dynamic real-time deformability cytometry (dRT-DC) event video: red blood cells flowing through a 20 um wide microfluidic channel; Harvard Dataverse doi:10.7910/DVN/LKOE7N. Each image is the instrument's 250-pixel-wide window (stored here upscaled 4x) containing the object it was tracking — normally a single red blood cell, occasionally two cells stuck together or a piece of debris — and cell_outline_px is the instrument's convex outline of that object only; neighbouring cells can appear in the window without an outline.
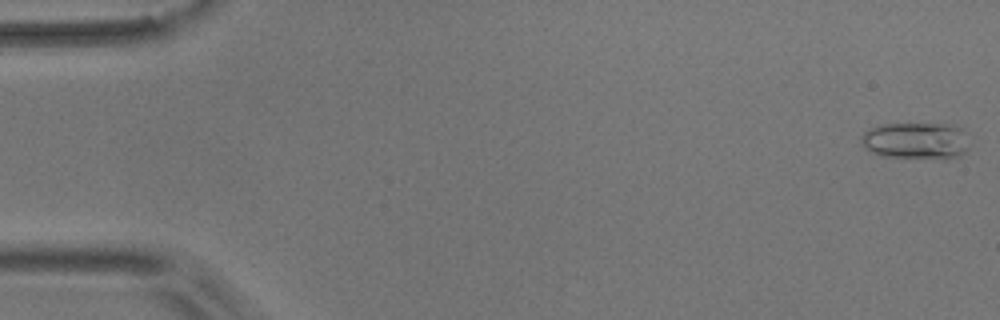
{"species": "common noctule bat (a hibernating species)", "species_latin": "Nyctalus noctula", "temperature_condition": "room temperature", "stored_images_in_passage": 16, "camera_frame_rate_fps": 3000, "um_per_image_px": 0.085, "animal": {"sex": "male", "body_mass_g": 17.9}, "frame": {"image": 1, "passage_image": 1, "time_ms": 0.0, "image_size_px": [1000, 320], "cell_outline_px": [[968, 152], [960, 156], [948, 160], [940, 160], [880, 156], [872, 152], [860, 140], [860, 136], [864, 132], [880, 124], [948, 124], [960, 128], [968, 148]], "centroid_in_image_um": [77.86, 12.0], "position_along_channel_um": 7.1, "area_um2": 23.41}}